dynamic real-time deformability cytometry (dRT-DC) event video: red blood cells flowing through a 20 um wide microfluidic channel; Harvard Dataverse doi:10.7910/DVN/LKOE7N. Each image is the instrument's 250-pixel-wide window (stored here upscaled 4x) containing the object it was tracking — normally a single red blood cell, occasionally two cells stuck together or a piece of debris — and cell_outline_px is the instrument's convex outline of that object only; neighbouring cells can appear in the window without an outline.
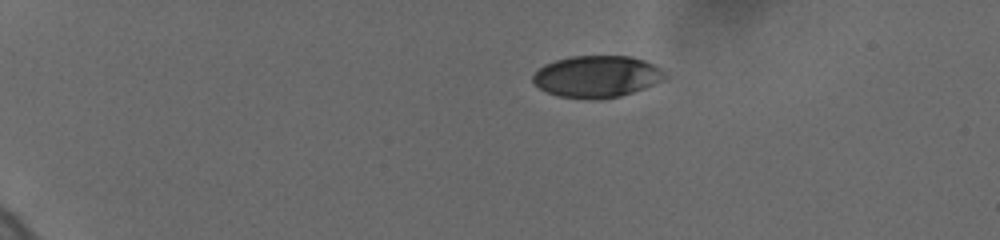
{"species": "human", "species_latin": "Homo sapiens", "temperature_condition": "cold", "stored_images_in_passage": 21, "camera_frame_rate_fps": 3000, "um_per_image_px": 0.085, "donor": {"sex": "female"}, "frame": {"image": 1, "passage_image": 1, "time_ms": 0.0, "image_size_px": [1000, 240], "cell_outline_px": [[668, 76], [664, 80], [644, 88], [620, 96], [596, 100], [556, 96], [540, 88], [532, 80], [532, 76], [544, 64], [556, 60], [572, 56], [632, 56], [644, 60], [660, 68]], "centroid_in_image_um": [50.74, 6.51], "position_along_channel_um": 34.3, "area_um2": 32.14}}
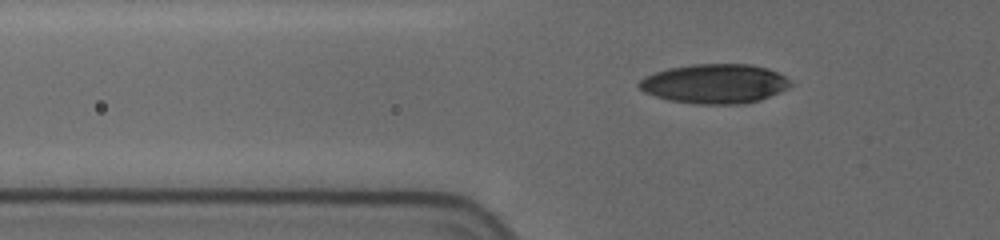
{"frame": {"image": 2, "passage_image": 12, "time_ms": 3.0, "image_size_px": [1000, 240], "cell_outline_px": [[792, 84], [788, 88], [780, 92], [760, 100], [744, 104], [696, 104], [668, 100], [644, 92], [636, 84], [644, 76], [668, 68], [692, 64], [748, 64], [764, 68], [776, 72], [792, 80]], "centroid_in_image_um": [60.74, 7.12], "position_along_channel_um": 65.1, "area_um2": 34.85}}
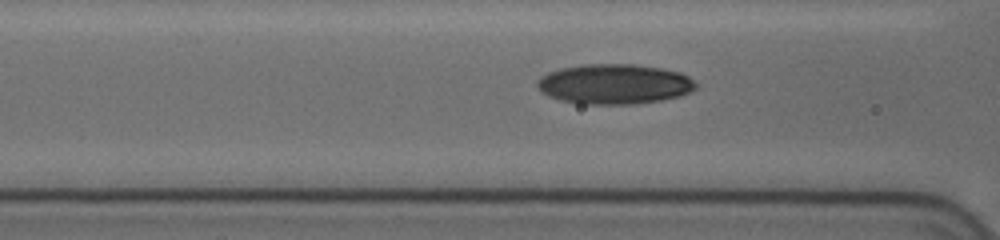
{"frame": {"image": 3, "passage_image": 18, "time_ms": 4.667, "image_size_px": [1000, 240], "cell_outline_px": [[696, 88], [680, 96], [660, 100], [636, 104], [580, 104], [560, 100], [548, 96], [540, 92], [536, 84], [536, 80], [540, 76], [548, 72], [560, 68], [584, 64], [632, 64], [660, 68], [680, 72], [688, 76], [696, 84]], "centroid_in_image_um": [52.16, 7.15], "position_along_channel_um": 114.4, "area_um2": 37.17}}